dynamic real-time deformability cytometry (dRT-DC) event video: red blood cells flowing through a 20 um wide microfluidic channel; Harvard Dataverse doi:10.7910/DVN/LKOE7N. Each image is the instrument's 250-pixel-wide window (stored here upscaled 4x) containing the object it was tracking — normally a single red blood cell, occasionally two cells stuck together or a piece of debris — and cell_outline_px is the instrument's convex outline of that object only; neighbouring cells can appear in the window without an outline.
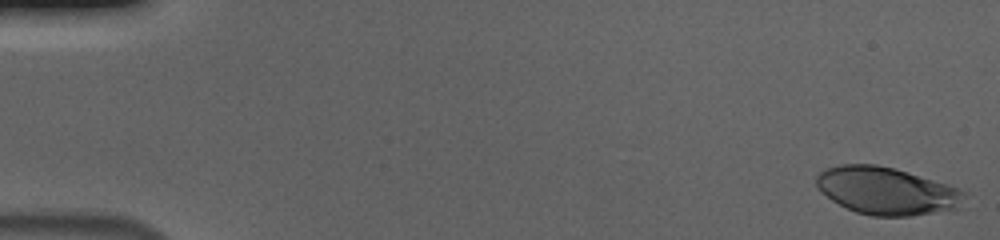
{"species": "human", "species_latin": "Homo sapiens", "temperature_condition": "cold", "stored_images_in_passage": 56, "camera_frame_rate_fps": 3000, "um_per_image_px": 0.085, "donor": {"sex": "male"}, "frame": {"image": 1, "passage_image": 1, "time_ms": 0.0, "image_size_px": [1000, 240], "cell_outline_px": [[964, 196], [956, 208], [908, 216], [872, 216], [856, 212], [832, 200], [820, 192], [816, 184], [816, 176], [820, 172], [828, 168], [840, 164], [876, 164], [896, 168], [948, 184], [964, 192]], "centroid_in_image_um": [75.3, 16.2], "position_along_channel_um": 9.7, "area_um2": 40.52}}
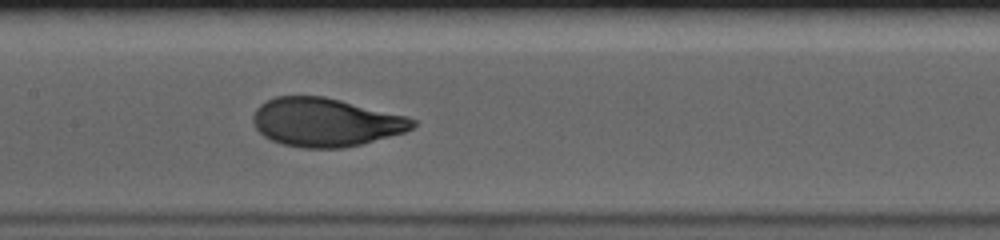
{"frame": {"image": 2, "passage_image": 28, "time_ms": 9.0, "image_size_px": [1000, 240], "cell_outline_px": [[416, 124], [412, 128], [404, 132], [360, 144], [340, 148], [304, 148], [284, 144], [272, 140], [264, 136], [256, 128], [252, 120], [252, 116], [256, 108], [260, 104], [276, 96], [324, 96], [408, 116], [416, 120]], "centroid_in_image_um": [27.66, 10.38], "position_along_channel_um": 179.7, "area_um2": 44.91}}
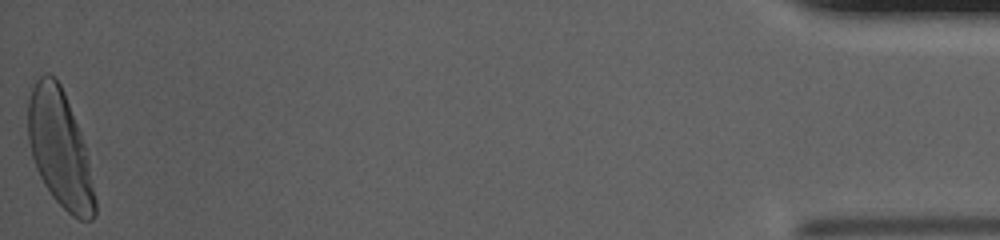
{"frame": {"image": 3, "passage_image": 56, "time_ms": 18.333, "image_size_px": [1000, 240], "cell_outline_px": [[96, 216], [92, 220], [80, 220], [72, 216], [52, 196], [44, 184], [36, 168], [32, 156], [28, 140], [28, 100], [32, 88], [36, 80], [40, 76], [48, 72], [60, 84], [64, 92], [80, 132], [88, 156], [96, 200]], "centroid_in_image_um": [5.09, 12.67], "position_along_channel_um": 430.1, "area_um2": 45.32}, "authors_computed_cell_mechanics": {"area_um2": 44.1014, "velocity_mm_per_s": 3.6613, "shape_relaxation_time_tau1_ms": 3.588, "shape_relaxation_time_tau2_ms": null, "deformation_change_tau1": 0.1887, "deformation_change_tau2": null}}